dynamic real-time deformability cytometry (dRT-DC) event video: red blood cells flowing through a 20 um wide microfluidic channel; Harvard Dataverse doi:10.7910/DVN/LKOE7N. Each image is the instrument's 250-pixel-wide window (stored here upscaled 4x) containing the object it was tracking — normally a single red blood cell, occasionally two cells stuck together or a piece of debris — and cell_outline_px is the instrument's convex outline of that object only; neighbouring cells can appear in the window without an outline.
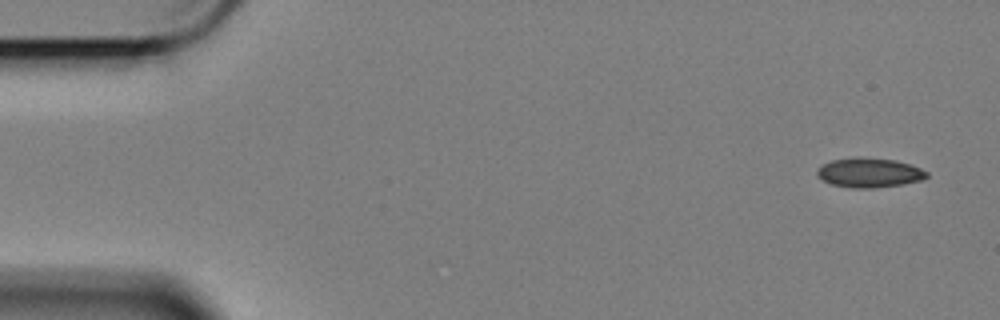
{"species": "Egyptian fruit bat (a non-hibernating species)", "species_latin": "Rousettus aegyptiacus", "temperature_condition": "cold", "stored_images_in_passage": 13, "camera_frame_rate_fps": 3000, "um_per_image_px": 0.085, "animal": {"sex": "female"}, "frame": {"image": 1, "passage_image": 1, "time_ms": 0.0, "image_size_px": [1000, 320], "cell_outline_px": [[928, 176], [924, 180], [900, 184], [872, 188], [852, 188], [832, 184], [824, 180], [816, 172], [816, 168], [820, 164], [832, 160], [856, 156], [864, 156], [896, 160], [920, 168], [928, 172]], "centroid_in_image_um": [73.87, 14.65], "position_along_channel_um": 11.1, "area_um2": 19.02}}